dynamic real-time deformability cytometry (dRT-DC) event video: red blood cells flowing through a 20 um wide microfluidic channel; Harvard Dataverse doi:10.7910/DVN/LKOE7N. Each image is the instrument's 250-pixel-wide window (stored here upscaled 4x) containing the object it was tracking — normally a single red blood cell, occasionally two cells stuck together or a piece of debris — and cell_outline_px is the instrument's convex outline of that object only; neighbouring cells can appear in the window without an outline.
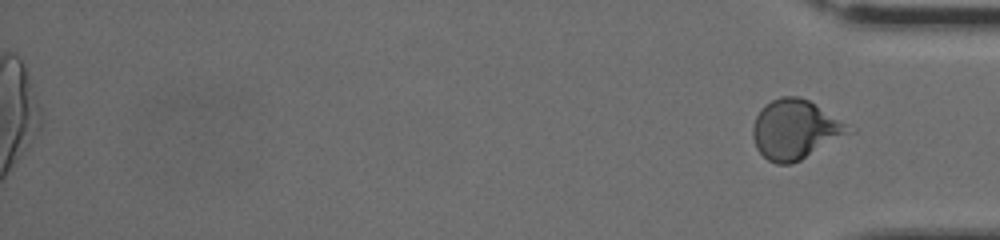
{"species": "human", "species_latin": "Homo sapiens", "temperature_condition": "cold", "stored_images_in_passage": 38, "segment_of_instrument_passage": [2, 2], "camera_frame_rate_fps": 3000, "um_per_image_px": 0.085, "donor": {"sex": "female"}, "frame": {"image": 1, "passage_image": 38, "time_ms": 12.333, "image_size_px": [1000, 240], "cell_outline_px": [[856, 132], [792, 164], [776, 164], [768, 160], [756, 148], [752, 136], [752, 128], [756, 116], [764, 104], [780, 96], [800, 96], [808, 100], [848, 124]], "centroid_in_image_um": [67.61, 11.02], "position_along_channel_um": 367.6, "area_um2": 33.47}}